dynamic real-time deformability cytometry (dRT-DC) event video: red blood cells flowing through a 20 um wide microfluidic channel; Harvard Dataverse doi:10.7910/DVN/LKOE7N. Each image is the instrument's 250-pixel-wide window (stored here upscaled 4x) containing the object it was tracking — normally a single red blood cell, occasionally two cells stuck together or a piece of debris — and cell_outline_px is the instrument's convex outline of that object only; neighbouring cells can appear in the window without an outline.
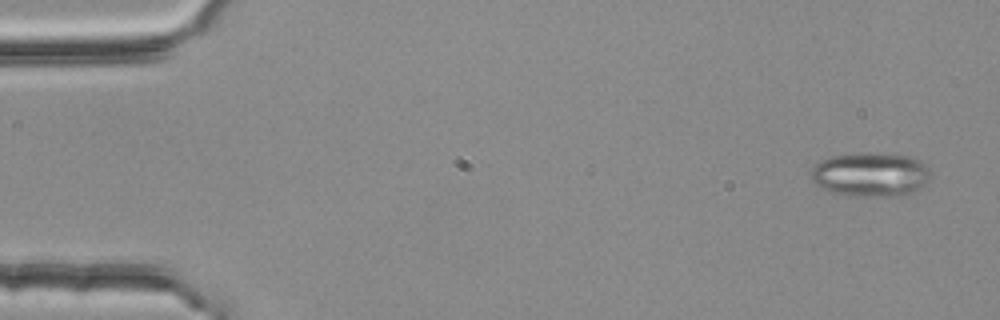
{"species": "common noctule bat (a hibernating species)", "species_latin": "Nyctalus noctula", "temperature_condition": "room temperature", "stored_images_in_passage": 4, "camera_frame_rate_fps": 3000, "um_per_image_px": 0.085, "animal": {"sex": "female", "body_mass_g": 25.1}, "frame": {"image": 1, "passage_image": 1, "time_ms": 0.0, "image_size_px": [1000, 320], "cell_outline_px": [[928, 176], [924, 184], [916, 192], [896, 196], [844, 196], [832, 192], [816, 184], [808, 176], [812, 168], [820, 160], [832, 156], [852, 152], [868, 152], [908, 156], [924, 160], [928, 168]], "centroid_in_image_um": [73.96, 14.82], "position_along_channel_um": 11.0, "area_um2": 31.21}}